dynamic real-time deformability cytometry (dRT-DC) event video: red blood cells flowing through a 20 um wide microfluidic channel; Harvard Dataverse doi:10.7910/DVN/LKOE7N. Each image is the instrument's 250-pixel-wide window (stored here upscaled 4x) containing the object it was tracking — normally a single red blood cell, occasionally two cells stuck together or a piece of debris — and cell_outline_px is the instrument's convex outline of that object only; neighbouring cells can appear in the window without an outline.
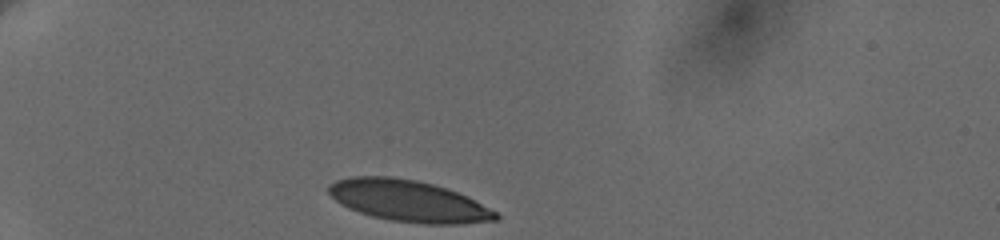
{"species": "human", "species_latin": "Homo sapiens", "temperature_condition": "cold", "stored_images_in_passage": 34, "camera_frame_rate_fps": 3000, "um_per_image_px": 0.085, "donor": {"sex": "female"}, "frame": {"image": 1, "passage_image": 1, "time_ms": 0.0, "image_size_px": [1000, 240], "cell_outline_px": [[500, 220], [460, 224], [424, 224], [392, 220], [372, 216], [348, 208], [340, 204], [328, 192], [328, 184], [336, 180], [352, 176], [388, 176], [416, 180], [448, 188], [468, 196], [496, 212], [500, 216]], "centroid_in_image_um": [34.73, 17.08], "position_along_channel_um": 50.3, "area_um2": 40.46}}
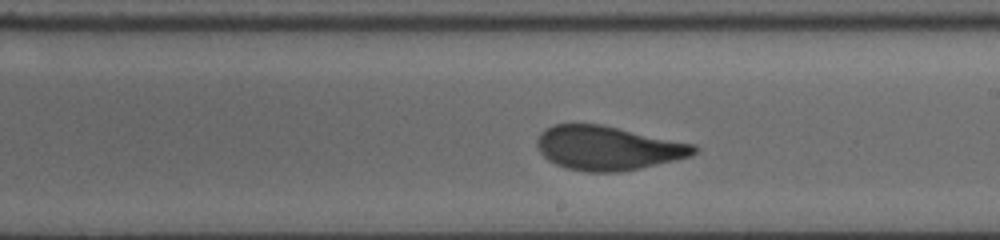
{"frame": {"image": 2, "passage_image": 20, "time_ms": 6.333, "image_size_px": [1000, 240], "cell_outline_px": [[700, 148], [692, 156], [676, 160], [640, 168], [616, 172], [588, 172], [564, 168], [548, 160], [540, 152], [536, 144], [536, 140], [540, 132], [544, 128], [552, 124], [600, 124], [696, 144]], "centroid_in_image_um": [51.66, 12.58], "position_along_channel_um": 237.3, "area_um2": 40.58}}
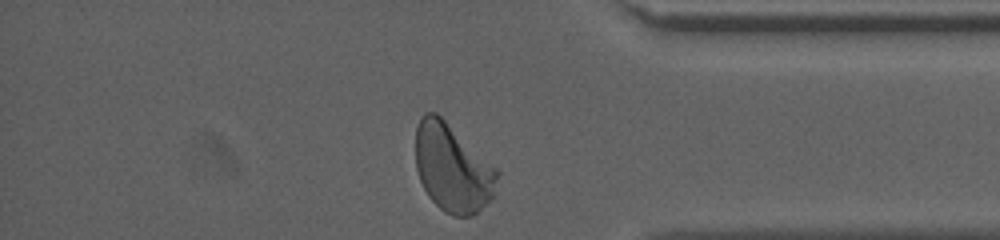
{"frame": {"image": 3, "passage_image": 34, "time_ms": 11.0, "image_size_px": [1000, 240], "cell_outline_px": [[500, 172], [492, 200], [472, 216], [452, 216], [444, 212], [428, 196], [420, 180], [416, 168], [416, 128], [424, 112], [436, 112], [496, 168]], "centroid_in_image_um": [38.47, 14.31], "position_along_channel_um": 396.7, "area_um2": 41.62}, "authors_computed_cell_mechanics": {"area_um2": 40.6045, "velocity_mm_per_s": 3.6181, "shape_relaxation_time_tau1_ms": 4.2383, "shape_relaxation_time_tau2_ms": null, "deformation_change_tau1": 0.1668, "deformation_change_tau2": null}}